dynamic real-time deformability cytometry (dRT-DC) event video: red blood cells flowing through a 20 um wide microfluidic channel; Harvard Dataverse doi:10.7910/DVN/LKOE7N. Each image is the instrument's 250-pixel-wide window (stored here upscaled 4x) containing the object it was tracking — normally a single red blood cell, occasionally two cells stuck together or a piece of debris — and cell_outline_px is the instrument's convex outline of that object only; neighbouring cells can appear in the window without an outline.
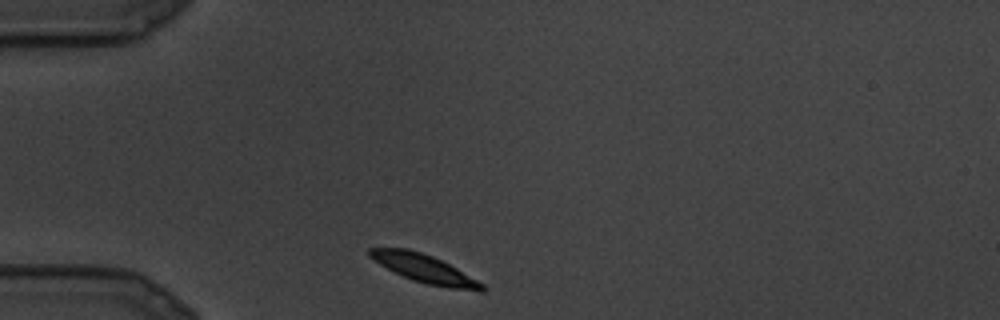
{"species": "common noctule bat (a hibernating species)", "species_latin": "Nyctalus noctula", "temperature_condition": "cold", "stored_images_in_passage": 6, "camera_frame_rate_fps": 3000, "um_per_image_px": 0.085, "animal": {"sex": "male", "body_mass_g": 19.5, "forearm_length_mm": 54.6}, "frame": {"image": 1, "passage_image": 1, "time_ms": 0.0, "image_size_px": [1000, 320], "cell_outline_px": [[488, 288], [484, 292], [480, 292], [448, 288], [428, 284], [412, 280], [380, 264], [368, 256], [368, 248], [408, 248], [432, 256], [456, 268], [484, 284]], "centroid_in_image_um": [36.12, 22.85], "position_along_channel_um": 48.9, "area_um2": 18.32}}
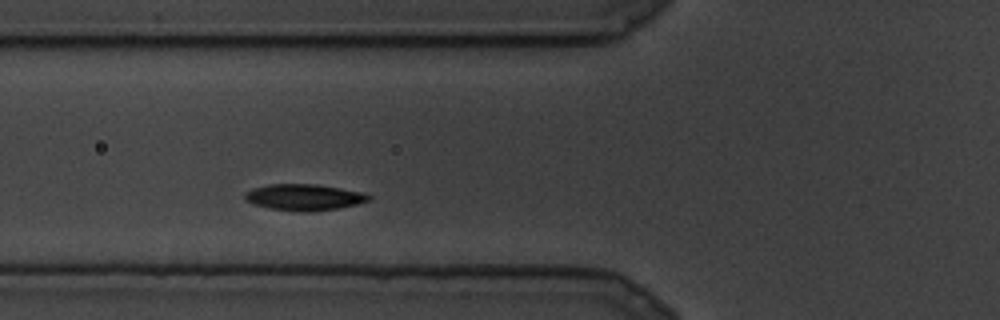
{"frame": {"image": 2, "passage_image": 4, "time_ms": 1.0, "image_size_px": [1000, 320], "cell_outline_px": [[372, 196], [368, 200], [356, 204], [336, 208], [308, 212], [300, 212], [272, 208], [252, 204], [244, 200], [244, 192], [252, 188], [272, 184], [316, 184], [364, 192]], "centroid_in_image_um": [25.81, 16.76], "position_along_channel_um": 100.0, "area_um2": 18.9}}
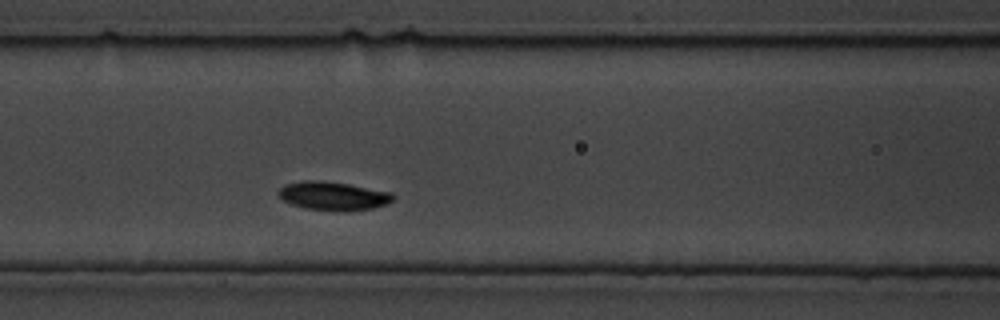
{"frame": {"image": 3, "passage_image": 6, "time_ms": 1.667, "image_size_px": [1000, 320], "cell_outline_px": [[396, 196], [392, 200], [384, 204], [372, 208], [340, 212], [304, 208], [292, 204], [284, 200], [276, 192], [284, 184], [304, 180], [320, 180], [348, 184], [392, 192]], "centroid_in_image_um": [28.3, 16.65], "position_along_channel_um": 138.3, "area_um2": 19.13}}